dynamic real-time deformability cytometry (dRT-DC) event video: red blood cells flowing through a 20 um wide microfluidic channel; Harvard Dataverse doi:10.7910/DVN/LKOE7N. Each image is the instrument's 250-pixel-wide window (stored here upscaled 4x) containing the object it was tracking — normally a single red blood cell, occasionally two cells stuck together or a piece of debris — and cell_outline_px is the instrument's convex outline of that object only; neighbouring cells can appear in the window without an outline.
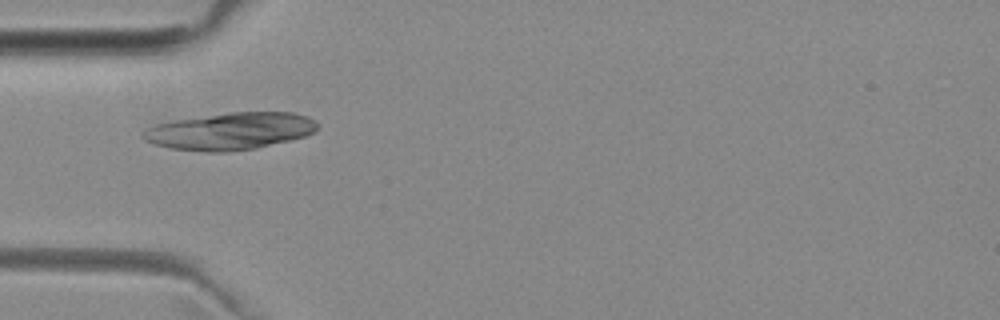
{"species": "common noctule bat (a hibernating species)", "species_latin": "Nyctalus noctula", "temperature_condition": "room temperature", "stored_images_in_passage": 1, "camera_frame_rate_fps": 3000, "um_per_image_px": 0.085, "animal": {"sex": "female", "body_mass_g": 29.2, "forearm_length_mm": 56.3}, "frame": {"image": 1, "passage_image": 1, "time_ms": 0.0, "image_size_px": [1000, 320], "cell_outline_px": [[316, 128], [312, 132], [304, 136], [256, 148], [228, 152], [204, 152], [168, 148], [144, 140], [140, 136], [140, 132], [156, 124], [176, 120], [232, 112], [292, 112], [308, 116], [316, 120]], "centroid_in_image_um": [19.53, 11.15], "position_along_channel_um": 65.5, "area_um2": 37.51}}